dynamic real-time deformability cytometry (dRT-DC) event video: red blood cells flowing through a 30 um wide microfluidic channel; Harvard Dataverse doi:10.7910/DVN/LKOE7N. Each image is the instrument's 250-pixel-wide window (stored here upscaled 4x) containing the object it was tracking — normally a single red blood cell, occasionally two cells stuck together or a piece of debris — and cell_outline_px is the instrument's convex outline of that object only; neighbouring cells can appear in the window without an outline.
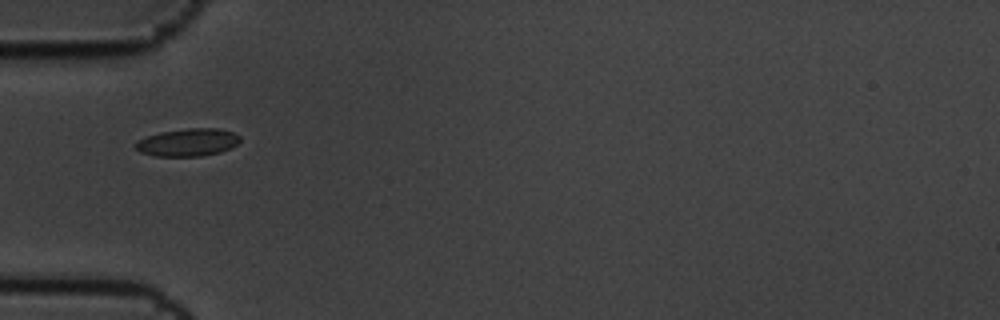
{"species": "common noctule bat (a hibernating species)", "species_latin": "Nyctalus noctula", "temperature_condition": "cold", "stored_images_in_passage": 4, "camera_frame_rate_fps": 3000, "um_per_image_px": 0.085, "animal": {"sex": "male", "body_mass_g": 19.5, "forearm_length_mm": 54.6}, "frame": {"image": 1, "passage_image": 1, "time_ms": 0.0, "image_size_px": [1000, 320], "cell_outline_px": [[240, 140], [232, 148], [220, 152], [200, 156], [156, 156], [140, 152], [136, 148], [136, 140], [160, 132], [188, 128], [220, 128], [232, 132], [240, 136]], "centroid_in_image_um": [15.98, 12.1], "position_along_channel_um": 69.0, "area_um2": 16.82}}
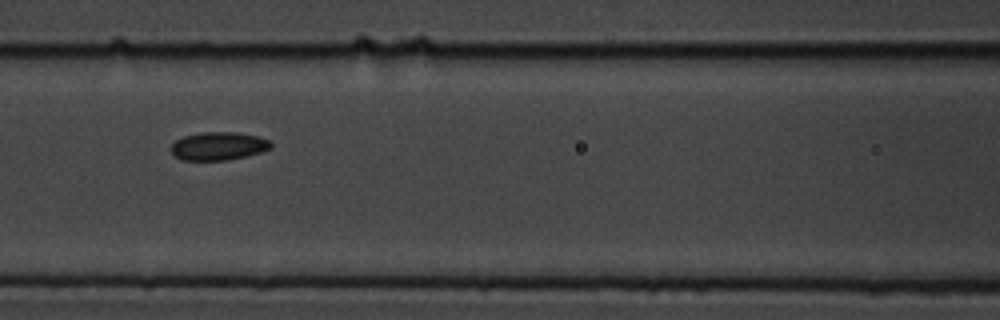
{"frame": {"image": 2, "passage_image": 3, "time_ms": 0.667, "image_size_px": [1000, 320], "cell_outline_px": [[272, 148], [260, 152], [228, 160], [180, 160], [172, 152], [172, 144], [176, 140], [184, 136], [200, 132], [236, 132], [260, 136], [268, 140], [272, 144]], "centroid_in_image_um": [18.58, 12.41], "position_along_channel_um": 148.0, "area_um2": 16.36}}
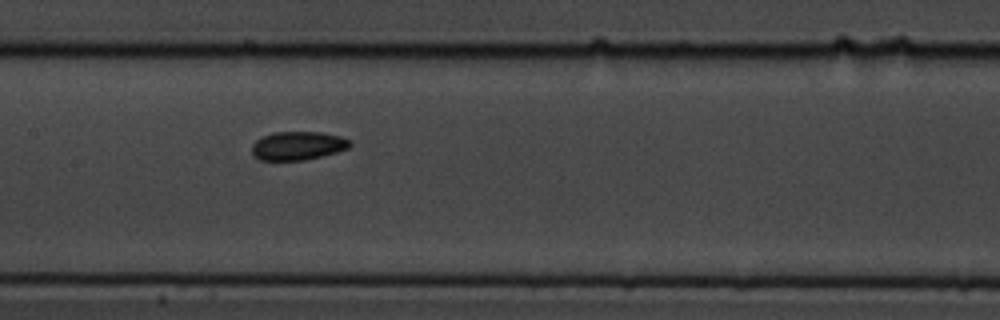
{"frame": {"image": 3, "passage_image": 4, "time_ms": 1.0, "image_size_px": [1000, 320], "cell_outline_px": [[352, 144], [348, 148], [336, 152], [304, 160], [260, 160], [252, 152], [252, 144], [256, 140], [272, 132], [320, 132], [340, 136], [352, 140]], "centroid_in_image_um": [25.33, 12.38], "position_along_channel_um": 182.1, "area_um2": 16.24}}